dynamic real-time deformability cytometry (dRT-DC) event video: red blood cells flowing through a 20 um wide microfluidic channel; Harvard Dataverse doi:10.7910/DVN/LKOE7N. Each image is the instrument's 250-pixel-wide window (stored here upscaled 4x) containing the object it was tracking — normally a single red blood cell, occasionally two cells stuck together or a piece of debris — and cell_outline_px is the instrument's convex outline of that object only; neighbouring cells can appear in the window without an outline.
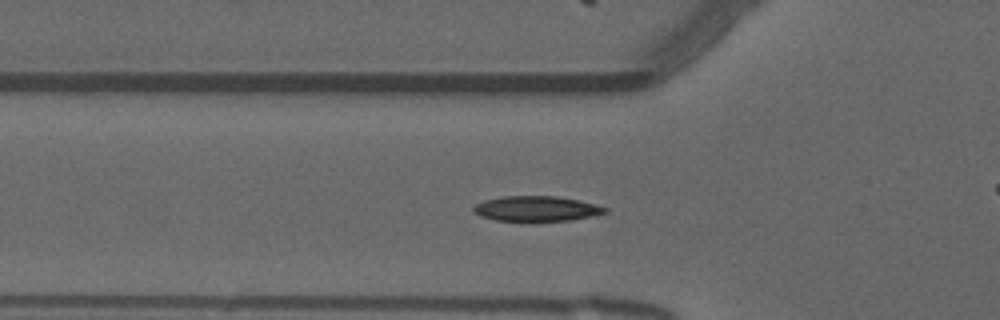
{"species": "common noctule bat (a hibernating species)", "species_latin": "Nyctalus noctula", "temperature_condition": "warm", "stored_images_in_passage": 48, "camera_frame_rate_fps": 3000, "um_per_image_px": 0.085, "animal": {"sex": "male", "forearm_length_mm": 52.5}, "frame": {"image": 1, "passage_image": 18, "time_ms": 5.667, "image_size_px": [1000, 320], "cell_outline_px": [[608, 212], [592, 216], [572, 220], [496, 220], [480, 216], [472, 212], [472, 208], [476, 204], [484, 200], [504, 196], [556, 196], [580, 200], [596, 204], [608, 208]], "centroid_in_image_um": [45.61, 17.72], "position_along_channel_um": 80.2, "area_um2": 19.19}}
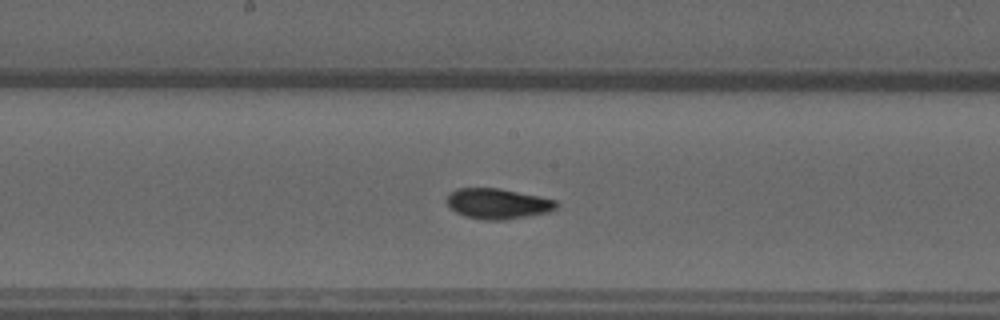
{"frame": {"image": 2, "passage_image": 28, "time_ms": 9.0, "image_size_px": [1000, 320], "cell_outline_px": [[560, 204], [552, 212], [504, 220], [488, 220], [464, 216], [456, 212], [444, 200], [456, 188], [500, 188], [540, 196], [556, 200]], "centroid_in_image_um": [42.36, 17.31], "position_along_channel_um": 205.8, "area_um2": 19.59}}
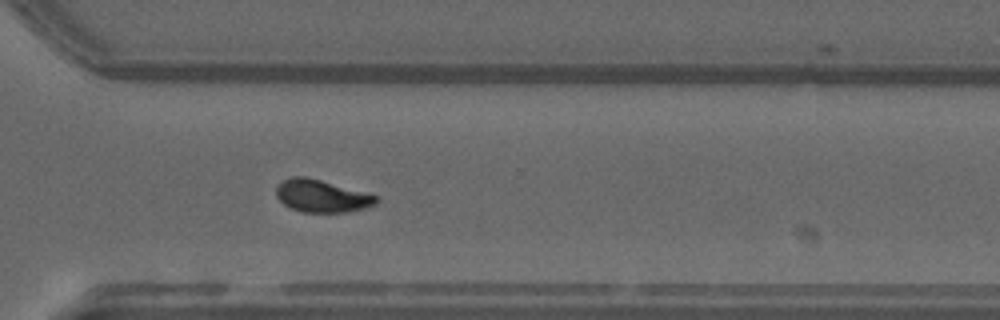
{"frame": {"image": 3, "passage_image": 39, "time_ms": 12.667, "image_size_px": [1000, 320], "cell_outline_px": [[376, 204], [368, 208], [348, 212], [304, 212], [292, 208], [284, 204], [276, 196], [276, 188], [284, 180], [292, 176], [304, 176], [320, 180], [376, 196]], "centroid_in_image_um": [27.32, 16.67], "position_along_channel_um": 343.3, "area_um2": 18.5}, "authors_computed_cell_mechanics": {"area_um2": 18.5827, "velocity_mm_per_s": 3.7493, "shape_relaxation_time_tau1_ms": 3.4342, "shape_relaxation_time_tau2_ms": 1.5853, "deformation_change_tau1": 0.1522, "deformation_change_tau2": 0.0469}}